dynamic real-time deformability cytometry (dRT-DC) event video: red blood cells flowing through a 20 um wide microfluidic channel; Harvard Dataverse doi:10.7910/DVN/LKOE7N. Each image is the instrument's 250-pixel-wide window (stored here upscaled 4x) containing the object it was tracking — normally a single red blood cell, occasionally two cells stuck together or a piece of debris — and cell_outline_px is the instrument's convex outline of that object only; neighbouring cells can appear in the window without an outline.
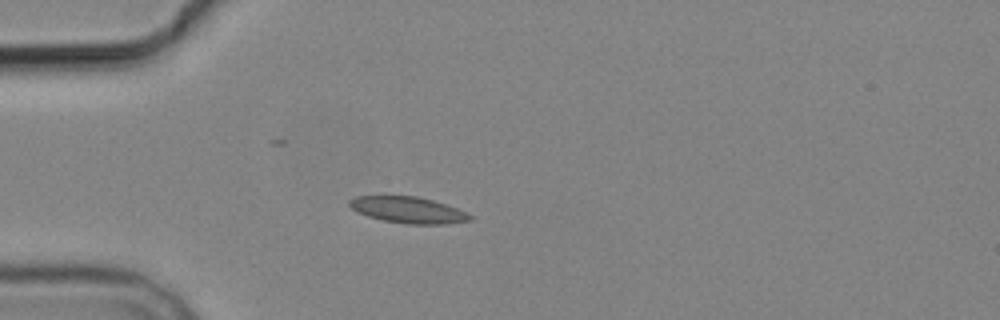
{"species": "common noctule bat (a hibernating species)", "species_latin": "Nyctalus noctula", "temperature_condition": "cold", "stored_images_in_passage": 4, "camera_frame_rate_fps": 3000, "um_per_image_px": 0.085, "animal": {"sex": "male", "body_mass_g": 19.2, "forearm_length_mm": 51.8}, "frame": {"image": 1, "passage_image": 3, "time_ms": 5.0, "image_size_px": [1000, 320], "cell_outline_px": [[472, 220], [444, 224], [408, 224], [384, 220], [368, 216], [356, 212], [348, 204], [348, 200], [356, 196], [416, 196], [432, 200], [456, 208], [472, 216]], "centroid_in_image_um": [34.65, 17.84], "position_along_channel_um": 50.4, "area_um2": 18.26}}